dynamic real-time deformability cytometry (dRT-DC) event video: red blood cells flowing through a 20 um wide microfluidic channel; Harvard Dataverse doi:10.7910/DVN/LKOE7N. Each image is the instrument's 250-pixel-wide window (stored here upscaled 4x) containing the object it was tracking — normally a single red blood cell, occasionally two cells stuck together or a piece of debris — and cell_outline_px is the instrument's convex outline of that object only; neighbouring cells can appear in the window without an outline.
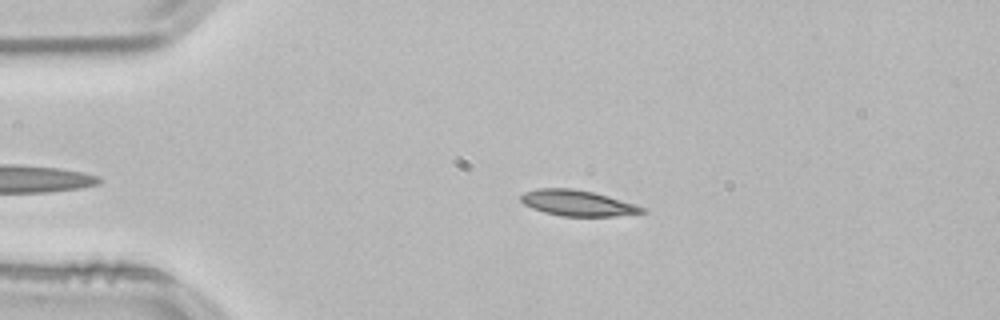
{"species": "common noctule bat (a hibernating species)", "species_latin": "Nyctalus noctula", "temperature_condition": "room temperature", "stored_images_in_passage": 43, "camera_frame_rate_fps": 3000, "um_per_image_px": 0.085, "animal": {"sex": "male", "body_mass_g": 21.5, "forearm_length_mm": 52.0}, "frame": {"image": 1, "passage_image": 7, "time_ms": 2.0, "image_size_px": [1000, 320], "cell_outline_px": [[648, 212], [612, 216], [560, 216], [544, 212], [532, 208], [524, 204], [520, 200], [520, 196], [524, 192], [536, 188], [572, 188], [592, 192], [608, 196], [636, 204], [644, 208]], "centroid_in_image_um": [49.07, 17.25], "position_along_channel_um": 35.9, "area_um2": 18.21}}
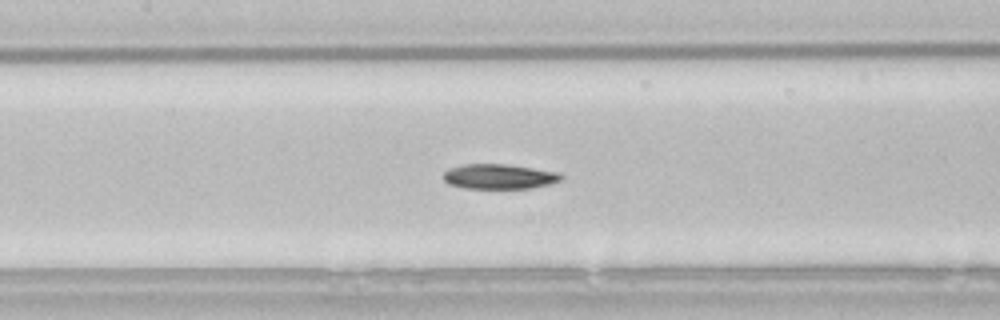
{"frame": {"image": 2, "passage_image": 20, "time_ms": 6.333, "image_size_px": [1000, 320], "cell_outline_px": [[564, 180], [532, 188], [464, 188], [448, 184], [444, 180], [444, 172], [448, 168], [464, 164], [504, 164], [560, 172], [564, 176]], "centroid_in_image_um": [42.45, 15.0], "position_along_channel_um": 165.0, "area_um2": 17.17}}
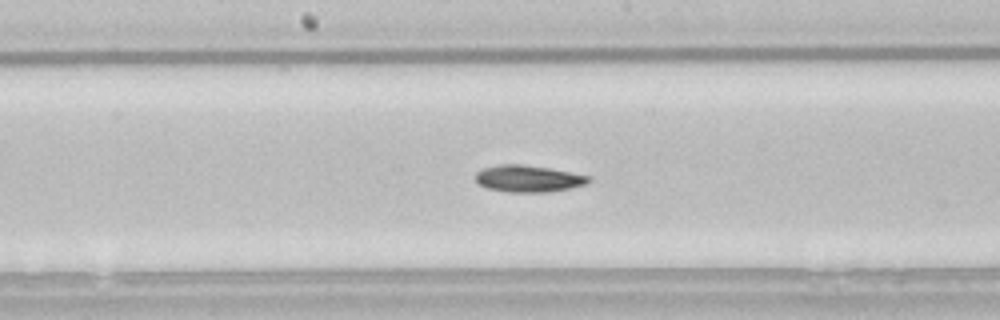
{"frame": {"image": 3, "passage_image": 23, "time_ms": 7.333, "image_size_px": [1000, 320], "cell_outline_px": [[592, 180], [588, 184], [572, 188], [548, 192], [512, 192], [488, 188], [480, 184], [476, 180], [476, 172], [484, 168], [500, 164], [520, 164], [548, 168], [592, 176]], "centroid_in_image_um": [44.98, 15.18], "position_along_channel_um": 203.2, "area_um2": 17.63}, "authors_computed_cell_mechanics": {"area_um2": 17.8024, "velocity_mm_per_s": 3.8374, "shape_relaxation_time_tau1_ms": 5.4564, "shape_relaxation_time_tau2_ms": null, "deformation_change_tau1": 0.1125, "deformation_change_tau2": null}}